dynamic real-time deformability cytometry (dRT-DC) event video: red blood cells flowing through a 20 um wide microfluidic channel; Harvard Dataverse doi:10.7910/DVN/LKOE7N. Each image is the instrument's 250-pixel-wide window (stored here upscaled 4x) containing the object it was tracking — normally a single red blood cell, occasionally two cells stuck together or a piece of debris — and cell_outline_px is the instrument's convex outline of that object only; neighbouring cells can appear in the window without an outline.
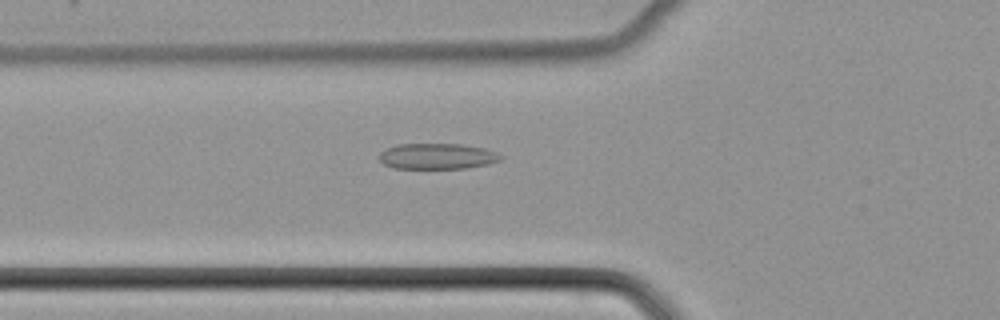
{"species": "common noctule bat (a hibernating species)", "species_latin": "Nyctalus noctula", "temperature_condition": "cold", "stored_images_in_passage": 51, "camera_frame_rate_fps": 3000, "um_per_image_px": 0.085, "animal": {"sex": "female", "body_mass_g": 22.7, "forearm_length_mm": 54.2}, "frame": {"image": 1, "passage_image": 19, "time_ms": 6.0, "image_size_px": [1000, 320], "cell_outline_px": [[504, 156], [500, 160], [488, 164], [468, 168], [392, 168], [384, 164], [380, 160], [380, 152], [396, 144], [460, 144], [484, 148], [496, 152]], "centroid_in_image_um": [37.18, 13.28], "position_along_channel_um": 88.6, "area_um2": 18.21}}
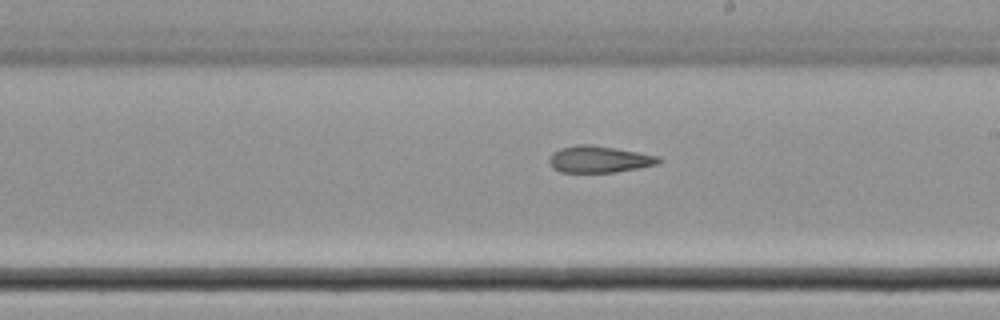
{"frame": {"image": 2, "passage_image": 30, "time_ms": 9.667, "image_size_px": [1000, 320], "cell_outline_px": [[664, 160], [660, 164], [640, 168], [616, 172], [560, 172], [552, 168], [548, 160], [552, 152], [560, 148], [576, 144], [592, 144], [616, 148], [660, 156]], "centroid_in_image_um": [50.96, 13.53], "position_along_channel_um": 238.0, "area_um2": 17.4}}
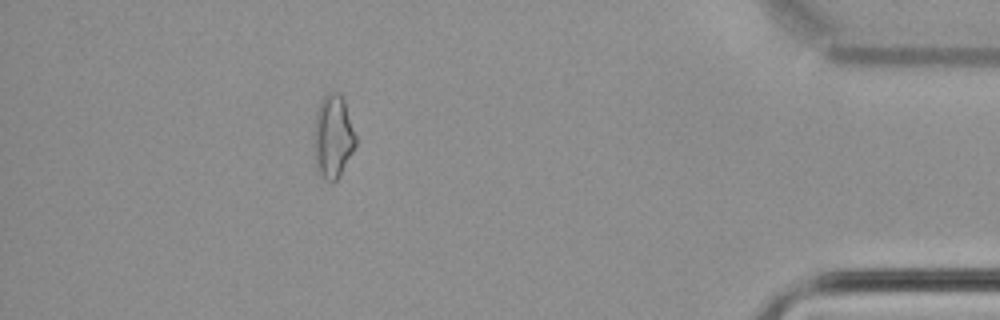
{"frame": {"image": 3, "passage_image": 46, "time_ms": 15.0, "image_size_px": [1000, 320], "cell_outline_px": [[356, 144], [352, 152], [336, 180], [324, 180], [316, 172], [312, 140], [312, 136], [316, 112], [320, 100], [328, 92], [340, 92], [344, 100], [356, 136]], "centroid_in_image_um": [28.25, 11.59], "position_along_channel_um": 406.9, "area_um2": 20.58}}